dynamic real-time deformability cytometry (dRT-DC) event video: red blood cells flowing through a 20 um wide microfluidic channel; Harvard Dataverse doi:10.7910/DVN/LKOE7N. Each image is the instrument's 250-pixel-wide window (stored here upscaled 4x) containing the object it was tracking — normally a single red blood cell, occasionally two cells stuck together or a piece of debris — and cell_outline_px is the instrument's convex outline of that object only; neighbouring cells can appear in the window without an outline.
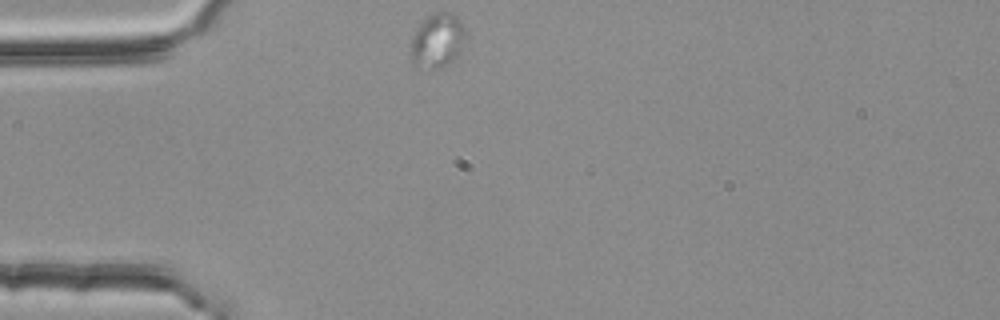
{"species": "common noctule bat (a hibernating species)", "species_latin": "Nyctalus noctula", "temperature_condition": "room temperature", "stored_images_in_passage": 45, "camera_frame_rate_fps": 3000, "um_per_image_px": 0.085, "animal": {"sex": "female", "body_mass_g": 25.1}, "frame": {"image": 1, "passage_image": 1, "time_ms": 0.0, "image_size_px": [1000, 320], "cell_outline_px": [[468, 36], [456, 56], [444, 68], [428, 72], [412, 64], [412, 36], [416, 28], [428, 16], [436, 12], [452, 12], [464, 24]], "centroid_in_image_um": [37.2, 3.49], "position_along_channel_um": 47.8, "area_um2": 17.86}}
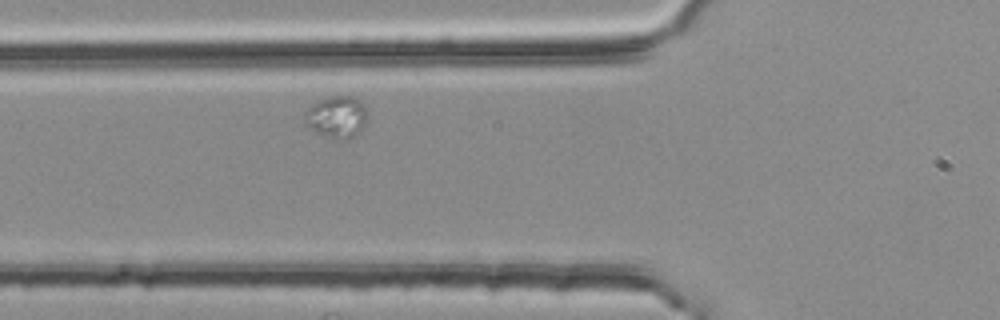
{"frame": {"image": 2, "passage_image": 7, "time_ms": 2.0, "image_size_px": [1000, 320], "cell_outline_px": [[368, 116], [364, 128], [352, 136], [344, 140], [332, 140], [316, 132], [304, 120], [304, 112], [312, 104], [320, 100], [332, 96], [352, 96], [360, 100], [368, 108]], "centroid_in_image_um": [28.67, 9.94], "position_along_channel_um": 97.1, "area_um2": 15.55}}